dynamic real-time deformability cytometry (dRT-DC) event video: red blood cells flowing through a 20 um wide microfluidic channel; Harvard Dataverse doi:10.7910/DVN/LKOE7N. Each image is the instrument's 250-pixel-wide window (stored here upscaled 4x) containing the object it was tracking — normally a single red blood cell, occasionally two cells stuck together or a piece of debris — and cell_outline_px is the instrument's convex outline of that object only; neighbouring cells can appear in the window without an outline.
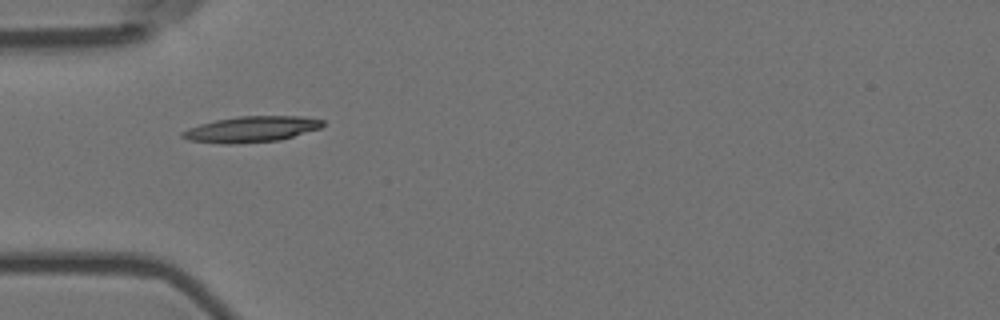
{"species": "Egyptian fruit bat (a non-hibernating species)", "species_latin": "Rousettus aegyptiacus", "temperature_condition": "room temperature", "stored_images_in_passage": 1, "camera_frame_rate_fps": 3000, "um_per_image_px": 0.085, "animal": {"sex": "female"}, "frame": {"image": 1, "passage_image": 1, "time_ms": 0.0, "image_size_px": [1000, 320], "cell_outline_px": [[324, 124], [320, 128], [280, 140], [236, 144], [220, 144], [188, 140], [180, 136], [180, 132], [188, 128], [200, 124], [216, 120], [240, 116], [300, 116], [324, 120]], "centroid_in_image_um": [21.33, 10.99], "position_along_channel_um": 63.7, "area_um2": 21.21}}